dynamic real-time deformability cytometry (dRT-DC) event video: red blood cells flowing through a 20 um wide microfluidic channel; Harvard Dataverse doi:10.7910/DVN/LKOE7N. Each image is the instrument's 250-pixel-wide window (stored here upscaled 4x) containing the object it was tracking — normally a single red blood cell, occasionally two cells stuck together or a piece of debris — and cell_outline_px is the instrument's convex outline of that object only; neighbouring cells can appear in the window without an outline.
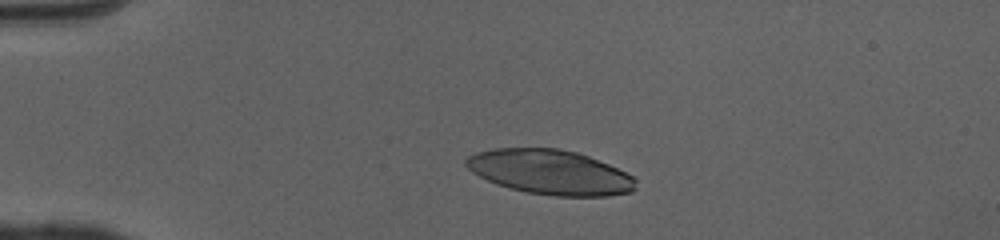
{"species": "human", "species_latin": "Homo sapiens", "temperature_condition": "cold", "stored_images_in_passage": 41, "camera_frame_rate_fps": 3000, "um_per_image_px": 0.085, "donor": {"sex": "female"}, "frame": {"image": 1, "passage_image": 8, "time_ms": 2.333, "image_size_px": [1000, 240], "cell_outline_px": [[636, 188], [632, 192], [608, 196], [556, 196], [528, 192], [496, 184], [472, 172], [464, 164], [464, 160], [468, 156], [476, 152], [492, 148], [560, 148], [576, 152], [588, 156], [608, 164], [632, 176], [636, 180]], "centroid_in_image_um": [46.75, 14.62], "position_along_channel_um": 38.3, "area_um2": 44.1}}
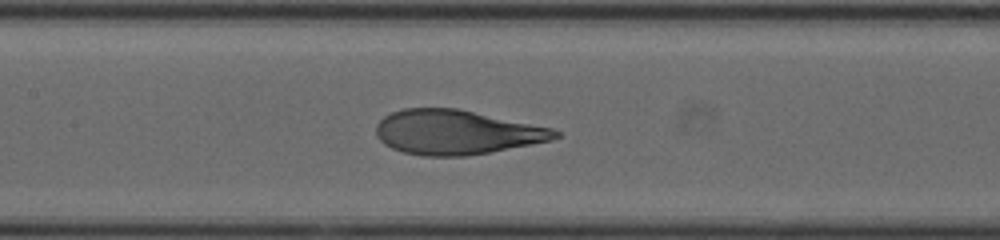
{"frame": {"image": 2, "passage_image": 21, "time_ms": 6.667, "image_size_px": [1000, 240], "cell_outline_px": [[560, 136], [552, 140], [488, 152], [464, 156], [424, 156], [404, 152], [392, 148], [384, 144], [376, 136], [376, 124], [384, 116], [392, 112], [404, 108], [456, 108], [552, 128], [560, 132]], "centroid_in_image_um": [38.76, 11.24], "position_along_channel_um": 168.6, "area_um2": 46.07}}
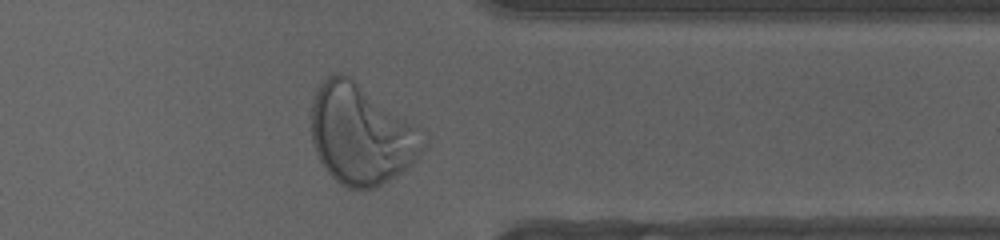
{"frame": {"image": 3, "passage_image": 37, "time_ms": 12.0, "image_size_px": [1000, 240], "cell_outline_px": [[424, 144], [420, 152], [412, 164], [376, 188], [348, 188], [340, 184], [324, 168], [316, 152], [312, 140], [312, 96], [316, 88], [328, 76], [336, 72], [340, 72], [348, 76], [408, 124]], "centroid_in_image_um": [30.55, 11.46], "position_along_channel_um": 380.9, "area_um2": 62.54}, "authors_computed_cell_mechanics": {"area_um2": 46.5868, "velocity_mm_per_s": 4.0631, "shape_relaxation_time_tau1_ms": 3.2596, "shape_relaxation_time_tau2_ms": null, "deformation_change_tau1": 0.2007, "deformation_change_tau2": null}}